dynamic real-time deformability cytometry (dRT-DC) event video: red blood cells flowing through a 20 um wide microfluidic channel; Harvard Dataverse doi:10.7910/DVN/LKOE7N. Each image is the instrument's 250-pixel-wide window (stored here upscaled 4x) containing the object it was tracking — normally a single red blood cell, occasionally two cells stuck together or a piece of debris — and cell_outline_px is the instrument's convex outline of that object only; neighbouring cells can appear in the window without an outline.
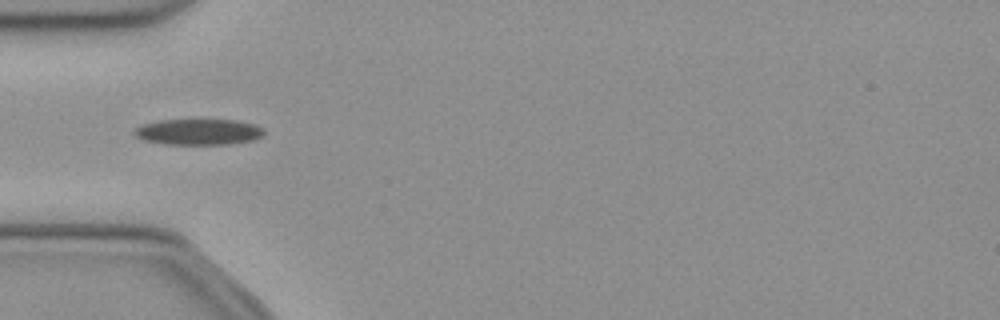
{"species": "common noctule bat (a hibernating species)", "species_latin": "Nyctalus noctula", "temperature_condition": "cold", "stored_images_in_passage": 16, "camera_frame_rate_fps": 3000, "um_per_image_px": 0.085, "animal": {"sex": "female", "body_mass_g": 21.9}, "frame": {"image": 1, "passage_image": 5, "time_ms": 1.333, "image_size_px": [1000, 320], "cell_outline_px": [[264, 132], [260, 136], [252, 140], [228, 144], [164, 144], [144, 140], [136, 136], [132, 132], [136, 128], [144, 124], [160, 120], [236, 120], [256, 124], [264, 128]], "centroid_in_image_um": [16.88, 11.21], "position_along_channel_um": 68.1, "area_um2": 19.48}}